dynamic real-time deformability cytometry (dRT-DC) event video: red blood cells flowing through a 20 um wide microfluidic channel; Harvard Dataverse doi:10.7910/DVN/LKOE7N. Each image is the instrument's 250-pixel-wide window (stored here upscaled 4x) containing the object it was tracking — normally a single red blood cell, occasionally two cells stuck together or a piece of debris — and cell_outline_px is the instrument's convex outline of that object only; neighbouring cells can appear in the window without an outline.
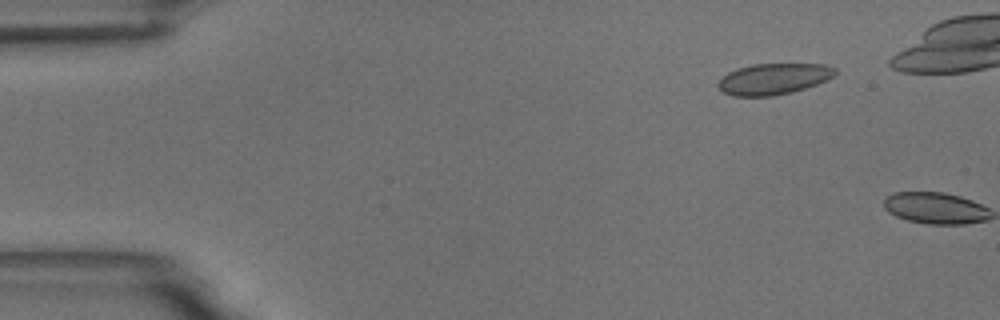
{"species": "common noctule bat (a hibernating species)", "species_latin": "Nyctalus noctula", "temperature_condition": "room temperature", "stored_images_in_passage": 2, "camera_frame_rate_fps": 3000, "um_per_image_px": 0.085, "animal": {"sex": "male", "body_mass_g": 18.8}, "frame": {"image": 1, "passage_image": 1, "time_ms": 0.0, "image_size_px": [1000, 320], "cell_outline_px": [[836, 72], [828, 80], [792, 92], [772, 96], [732, 96], [724, 92], [716, 84], [728, 72], [736, 68], [752, 64], [824, 64], [836, 68]], "centroid_in_image_um": [65.75, 6.7], "position_along_channel_um": 19.3, "area_um2": 21.15}}